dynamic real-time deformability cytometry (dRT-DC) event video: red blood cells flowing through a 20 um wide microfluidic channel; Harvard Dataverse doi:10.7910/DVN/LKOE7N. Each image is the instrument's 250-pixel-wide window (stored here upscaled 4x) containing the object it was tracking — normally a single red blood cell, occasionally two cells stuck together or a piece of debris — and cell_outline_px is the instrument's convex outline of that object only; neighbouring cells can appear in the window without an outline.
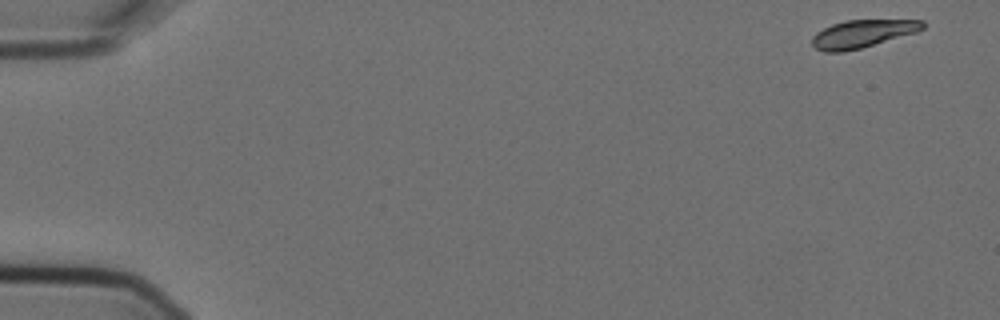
{"species": "Egyptian fruit bat (a non-hibernating species)", "species_latin": "Rousettus aegyptiacus", "temperature_condition": "cold", "stored_images_in_passage": 5, "camera_frame_rate_fps": 3000, "um_per_image_px": 0.085, "animal": {"sex": "female"}, "frame": {"image": 1, "passage_image": 1, "time_ms": 0.0, "image_size_px": [1000, 320], "cell_outline_px": [[924, 28], [916, 32], [860, 48], [844, 52], [824, 52], [816, 48], [812, 44], [812, 36], [816, 32], [832, 24], [844, 20], [924, 20]], "centroid_in_image_um": [73.27, 2.86], "position_along_channel_um": 11.7, "area_um2": 17.74}}
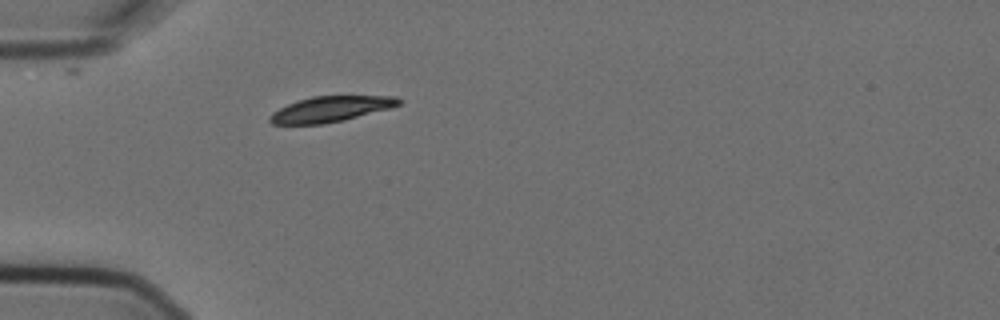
{"frame": {"image": 2, "passage_image": 5, "time_ms": 1.333, "image_size_px": [1000, 320], "cell_outline_px": [[404, 100], [400, 104], [392, 108], [344, 120], [324, 124], [272, 124], [268, 120], [268, 116], [272, 112], [288, 104], [312, 96], [396, 96]], "centroid_in_image_um": [28.14, 9.27], "position_along_channel_um": 56.9, "area_um2": 19.31}}